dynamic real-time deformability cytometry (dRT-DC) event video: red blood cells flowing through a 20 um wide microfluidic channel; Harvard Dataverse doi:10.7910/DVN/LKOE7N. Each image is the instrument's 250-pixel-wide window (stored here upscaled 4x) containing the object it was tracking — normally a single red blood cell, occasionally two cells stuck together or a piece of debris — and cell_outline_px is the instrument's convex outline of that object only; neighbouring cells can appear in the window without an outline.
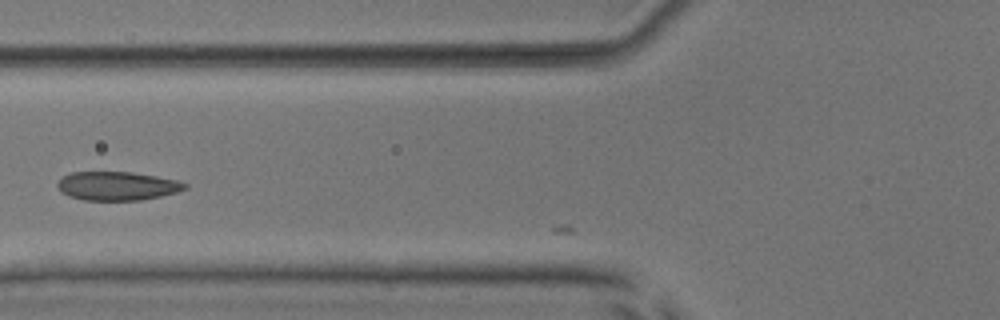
{"species": "common noctule bat (a hibernating species)", "species_latin": "Nyctalus noctula", "temperature_condition": "room temperature", "stored_images_in_passage": 4, "camera_frame_rate_fps": 3000, "um_per_image_px": 0.085, "animal": {"sex": "male", "body_mass_g": 17.9, "forearm_length_mm": 54.2}, "frame": {"image": 1, "passage_image": 3, "time_ms": 0.667, "image_size_px": [1000, 320], "cell_outline_px": [[188, 188], [176, 192], [160, 196], [140, 200], [84, 200], [68, 196], [60, 192], [56, 188], [56, 184], [64, 176], [72, 172], [132, 172], [156, 176], [176, 180], [188, 184]], "centroid_in_image_um": [9.94, 15.81], "position_along_channel_um": 115.9, "area_um2": 21.33}}